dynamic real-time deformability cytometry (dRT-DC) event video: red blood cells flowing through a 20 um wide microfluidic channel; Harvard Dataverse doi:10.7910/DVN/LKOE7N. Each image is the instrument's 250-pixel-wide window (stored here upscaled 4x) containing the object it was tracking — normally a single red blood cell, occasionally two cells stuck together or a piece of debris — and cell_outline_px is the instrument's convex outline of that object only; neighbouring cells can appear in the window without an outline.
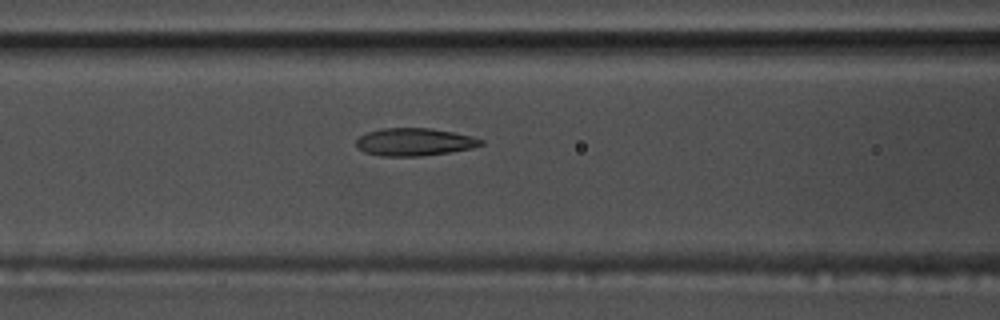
{"species": "common noctule bat (a hibernating species)", "species_latin": "Nyctalus noctula", "temperature_condition": "warm", "stored_images_in_passage": 56, "camera_frame_rate_fps": 3000, "um_per_image_px": 0.085, "animal": {"sex": "male", "body_mass_g": 17.5, "forearm_length_mm": 52.3}, "frame": {"image": 1, "passage_image": 24, "time_ms": 7.667, "image_size_px": [1000, 320], "cell_outline_px": [[484, 144], [472, 148], [448, 152], [420, 156], [380, 156], [364, 152], [356, 148], [356, 140], [360, 136], [368, 132], [384, 128], [432, 128], [472, 136], [484, 140]], "centroid_in_image_um": [35.21, 12.07], "position_along_channel_um": 131.4, "area_um2": 20.11}}
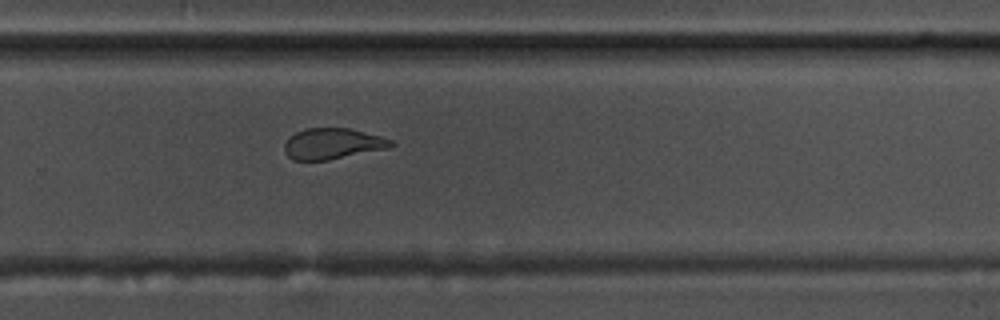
{"frame": {"image": 2, "passage_image": 38, "time_ms": 12.333, "image_size_px": [1000, 320], "cell_outline_px": [[396, 144], [388, 148], [328, 160], [292, 160], [284, 152], [284, 144], [296, 132], [304, 128], [348, 128], [380, 136], [392, 140]], "centroid_in_image_um": [28.26, 12.22], "position_along_channel_um": 301.5, "area_um2": 19.07}}
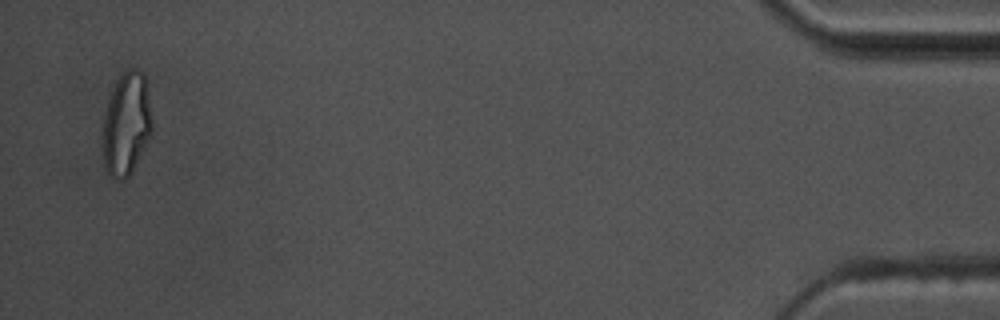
{"frame": {"image": 3, "passage_image": 55, "time_ms": 18.0, "image_size_px": [1000, 320], "cell_outline_px": [[152, 132], [132, 172], [124, 180], [116, 180], [104, 168], [104, 112], [112, 88], [116, 80], [128, 68], [136, 68], [144, 72], [152, 116]], "centroid_in_image_um": [10.76, 10.51], "position_along_channel_um": 424.4, "area_um2": 29.59}, "authors_computed_cell_mechanics": {"area_um2": 20.8658, "velocity_mm_per_s": 3.6534, "shape_relaxation_time_tau1_ms": null, "shape_relaxation_time_tau2_ms": 1.8702, "deformation_change_tau1": null, "deformation_change_tau2": 0.0965}}